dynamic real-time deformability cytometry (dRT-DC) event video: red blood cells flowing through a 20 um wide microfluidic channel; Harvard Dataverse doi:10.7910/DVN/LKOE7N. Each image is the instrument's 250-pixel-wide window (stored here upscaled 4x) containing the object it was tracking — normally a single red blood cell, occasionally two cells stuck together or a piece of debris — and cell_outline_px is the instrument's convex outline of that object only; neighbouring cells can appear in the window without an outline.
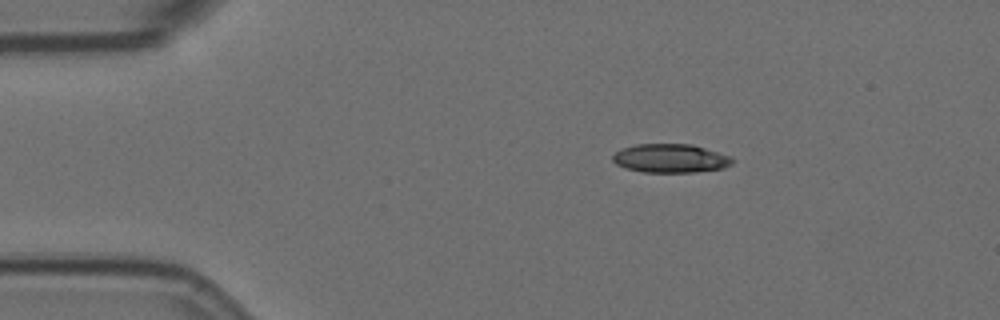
{"species": "Egyptian fruit bat (a non-hibernating species)", "species_latin": "Rousettus aegyptiacus", "temperature_condition": "room temperature", "stored_images_in_passage": 48, "camera_frame_rate_fps": 3000, "um_per_image_px": 0.085, "animal": {"sex": "female"}, "frame": {"image": 1, "passage_image": 1, "time_ms": 0.0, "image_size_px": [1000, 320], "cell_outline_px": [[732, 164], [724, 168], [692, 172], [644, 172], [624, 168], [616, 164], [612, 160], [612, 156], [616, 152], [624, 148], [636, 144], [692, 144], [732, 156]], "centroid_in_image_um": [56.99, 13.46], "position_along_channel_um": 28.0, "area_um2": 20.0}}
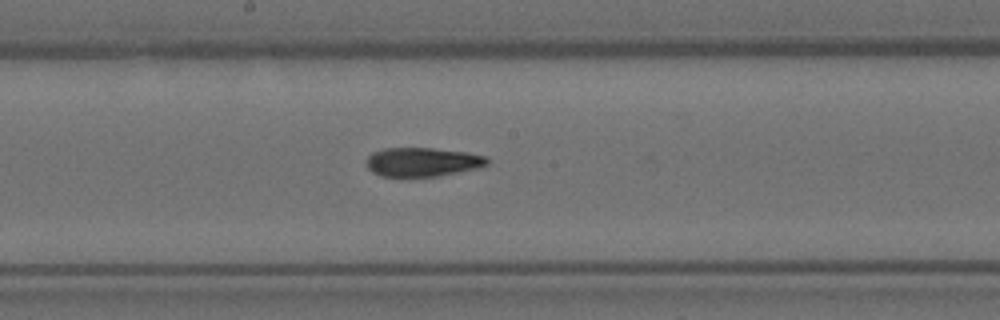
{"frame": {"image": 2, "passage_image": 21, "time_ms": 6.667, "image_size_px": [1000, 320], "cell_outline_px": [[488, 164], [480, 168], [436, 176], [380, 176], [372, 172], [368, 168], [368, 156], [372, 152], [384, 148], [432, 148], [468, 152], [488, 156]], "centroid_in_image_um": [35.95, 13.76], "position_along_channel_um": 212.3, "area_um2": 20.4}}
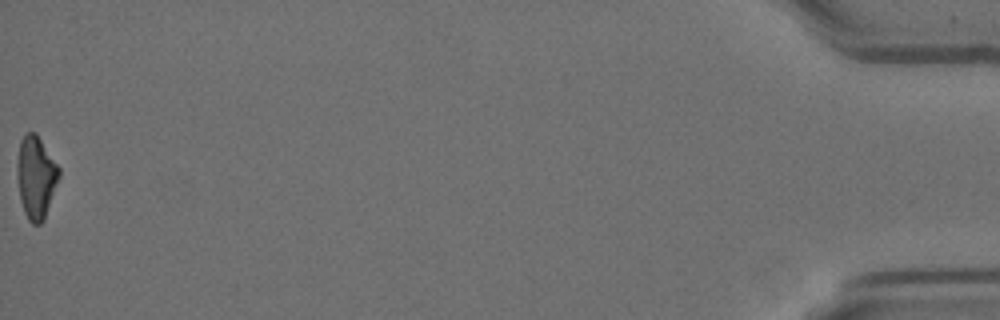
{"frame": {"image": 3, "passage_image": 48, "time_ms": 15.667, "image_size_px": [1000, 320], "cell_outline_px": [[60, 176], [44, 220], [40, 224], [32, 224], [28, 220], [24, 212], [20, 200], [16, 176], [16, 164], [20, 140], [28, 132], [36, 132], [60, 168]], "centroid_in_image_um": [3.04, 15.06], "position_along_channel_um": 432.2, "area_um2": 20.4}, "authors_computed_cell_mechanics": {"area_um2": 20.808, "velocity_mm_per_s": 3.5849, "shape_relaxation_time_tau1_ms": 8.091, "shape_relaxation_time_tau2_ms": 4.0804, "deformation_change_tau1": 0.235, "deformation_change_tau2": 0.1294}}